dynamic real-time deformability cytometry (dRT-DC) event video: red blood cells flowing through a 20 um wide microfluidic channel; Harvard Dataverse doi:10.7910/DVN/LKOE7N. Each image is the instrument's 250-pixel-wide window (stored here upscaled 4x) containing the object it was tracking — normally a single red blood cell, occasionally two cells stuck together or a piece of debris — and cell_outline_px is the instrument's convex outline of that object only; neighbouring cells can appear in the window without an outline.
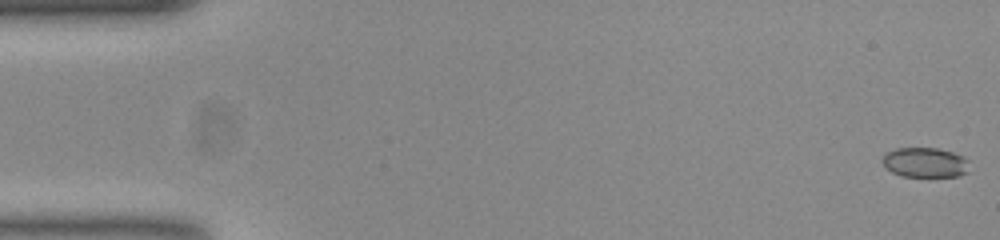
{"species": "common noctule bat (a hibernating species)", "species_latin": "Nyctalus noctula", "temperature_condition": "room temperature", "stored_images_in_passage": 54, "camera_frame_rate_fps": 3000, "um_per_image_px": 0.085, "animal": {"sex": "female", "body_mass_g": 23.0, "forearm_length_mm": 53.4}, "frame": {"image": 1, "passage_image": 1, "time_ms": 0.0, "image_size_px": [1000, 240], "cell_outline_px": [[968, 172], [960, 176], [904, 176], [892, 172], [880, 160], [888, 152], [896, 148], [936, 148], [952, 152], [964, 156], [968, 160]], "centroid_in_image_um": [78.66, 13.8], "position_along_channel_um": 6.3, "area_um2": 15.03}}
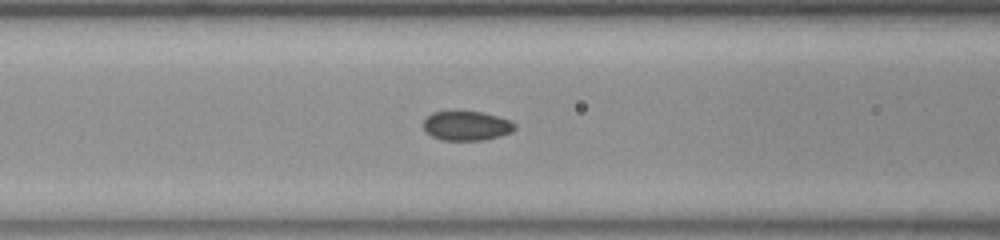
{"frame": {"image": 2, "passage_image": 22, "time_ms": 7.0, "image_size_px": [1000, 240], "cell_outline_px": [[516, 128], [512, 132], [500, 136], [484, 140], [440, 140], [432, 136], [424, 128], [424, 120], [432, 112], [456, 108], [484, 112], [508, 120], [516, 124]], "centroid_in_image_um": [39.64, 10.64], "position_along_channel_um": 127.0, "area_um2": 16.24}}
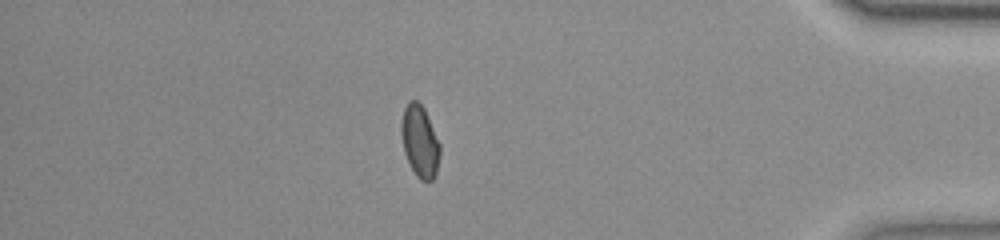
{"frame": {"image": 3, "passage_image": 47, "time_ms": 15.333, "image_size_px": [1000, 240], "cell_outline_px": [[440, 156], [436, 172], [432, 180], [420, 180], [416, 176], [404, 152], [400, 136], [400, 124], [404, 108], [412, 100], [416, 100], [424, 108], [440, 144]], "centroid_in_image_um": [35.67, 12.01], "position_along_channel_um": 399.5, "area_um2": 16.13}, "authors_computed_cell_mechanics": {"area_um2": 16.0106, "velocity_mm_per_s": 3.7793, "shape_relaxation_time_tau1_ms": 8.3166, "shape_relaxation_time_tau2_ms": 1.2408, "deformation_change_tau1": 0.1401, "deformation_change_tau2": 0.0443}}